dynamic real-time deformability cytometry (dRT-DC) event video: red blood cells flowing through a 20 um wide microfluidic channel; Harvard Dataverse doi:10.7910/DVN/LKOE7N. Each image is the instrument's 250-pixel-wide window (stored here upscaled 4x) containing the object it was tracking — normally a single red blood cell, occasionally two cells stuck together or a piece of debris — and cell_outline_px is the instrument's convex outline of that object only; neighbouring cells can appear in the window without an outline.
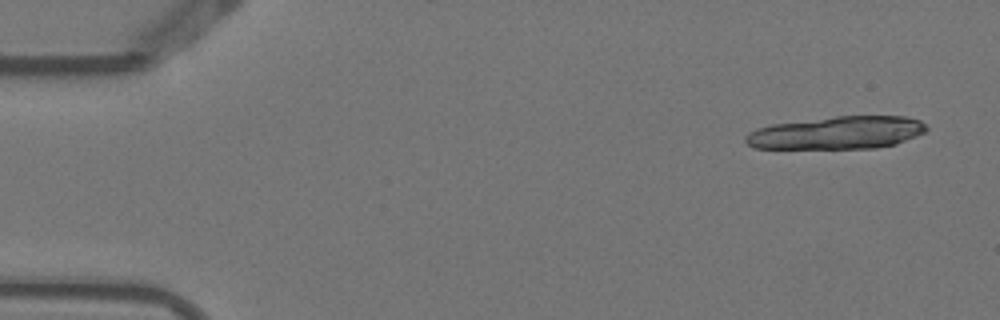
{"species": "Egyptian fruit bat (a non-hibernating species)", "species_latin": "Rousettus aegyptiacus", "temperature_condition": "warm", "stored_images_in_passage": 7, "camera_frame_rate_fps": 3000, "um_per_image_px": 0.085, "animal": {"sex": "female"}, "frame": {"image": 1, "passage_image": 1, "time_ms": 0.0, "image_size_px": [1000, 320], "cell_outline_px": [[928, 128], [924, 132], [916, 136], [896, 144], [876, 148], [756, 148], [748, 144], [744, 140], [744, 136], [748, 132], [756, 128], [772, 124], [836, 116], [908, 116], [920, 120]], "centroid_in_image_um": [71.15, 11.28], "position_along_channel_um": 13.9, "area_um2": 34.51}}
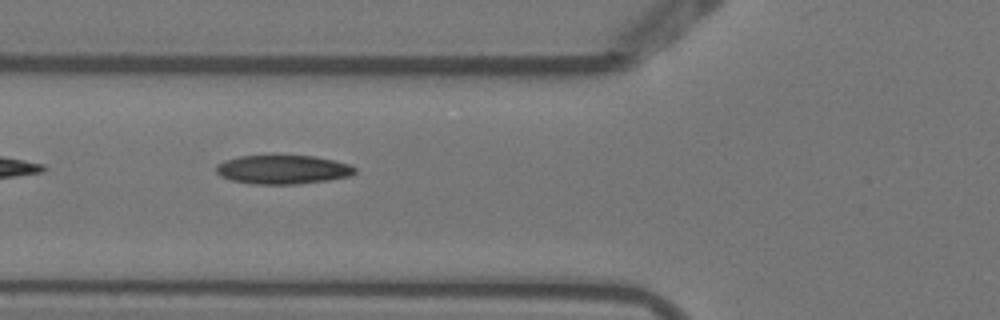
{"frame": {"image": 2, "passage_image": 6, "time_ms": 1.667, "image_size_px": [1000, 320], "cell_outline_px": [[356, 172], [352, 176], [328, 180], [296, 184], [252, 184], [232, 180], [220, 176], [216, 172], [216, 164], [224, 160], [240, 156], [316, 156], [348, 164], [356, 168]], "centroid_in_image_um": [24.03, 14.42], "position_along_channel_um": 101.8, "area_um2": 23.35}}
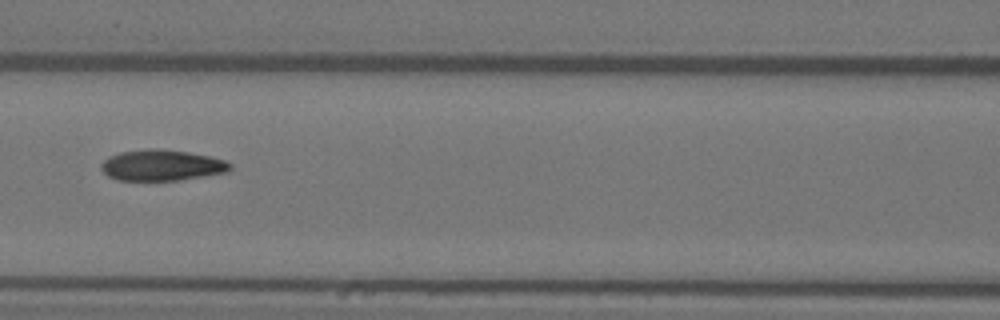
{"frame": {"image": 3, "passage_image": 7, "time_ms": 2.0, "image_size_px": [1000, 320], "cell_outline_px": [[232, 168], [228, 172], [180, 180], [116, 180], [108, 176], [100, 168], [100, 164], [108, 156], [120, 152], [148, 148], [160, 148], [188, 152], [208, 156], [224, 160], [232, 164]], "centroid_in_image_um": [13.73, 14.04], "position_along_channel_um": 152.9, "area_um2": 23.41}}